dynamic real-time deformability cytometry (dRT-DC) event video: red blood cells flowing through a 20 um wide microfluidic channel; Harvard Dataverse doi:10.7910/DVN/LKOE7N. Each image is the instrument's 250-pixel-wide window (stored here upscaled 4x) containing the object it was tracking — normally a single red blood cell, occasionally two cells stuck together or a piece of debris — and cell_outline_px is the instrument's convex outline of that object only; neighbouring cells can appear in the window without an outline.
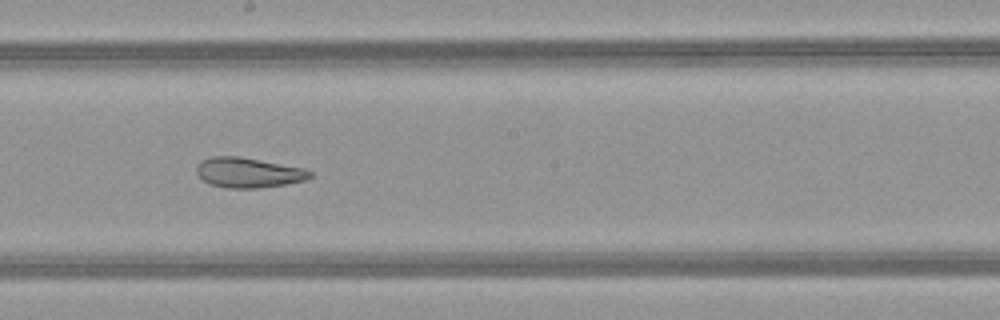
{"species": "common noctule bat (a hibernating species)", "species_latin": "Nyctalus noctula", "temperature_condition": "warm", "stored_images_in_passage": 33, "camera_frame_rate_fps": 3000, "um_per_image_px": 0.085, "animal": {"sex": "female", "body_mass_g": 21.9}, "frame": {"image": 1, "passage_image": 15, "time_ms": 4.667, "image_size_px": [1000, 320], "cell_outline_px": [[312, 176], [304, 180], [284, 184], [260, 188], [228, 188], [208, 184], [196, 172], [196, 164], [200, 160], [212, 156], [240, 156], [304, 168], [312, 172]], "centroid_in_image_um": [21.07, 14.66], "position_along_channel_um": 227.1, "area_um2": 19.94}, "authors_computed_cell_mechanics": {"area_um2": 21.2704, "velocity_mm_per_s": 4.0541, "shape_relaxation_time_tau1_ms": null, "shape_relaxation_time_tau2_ms": 2.8027, "deformation_change_tau1": null, "deformation_change_tau2": 0.113}}